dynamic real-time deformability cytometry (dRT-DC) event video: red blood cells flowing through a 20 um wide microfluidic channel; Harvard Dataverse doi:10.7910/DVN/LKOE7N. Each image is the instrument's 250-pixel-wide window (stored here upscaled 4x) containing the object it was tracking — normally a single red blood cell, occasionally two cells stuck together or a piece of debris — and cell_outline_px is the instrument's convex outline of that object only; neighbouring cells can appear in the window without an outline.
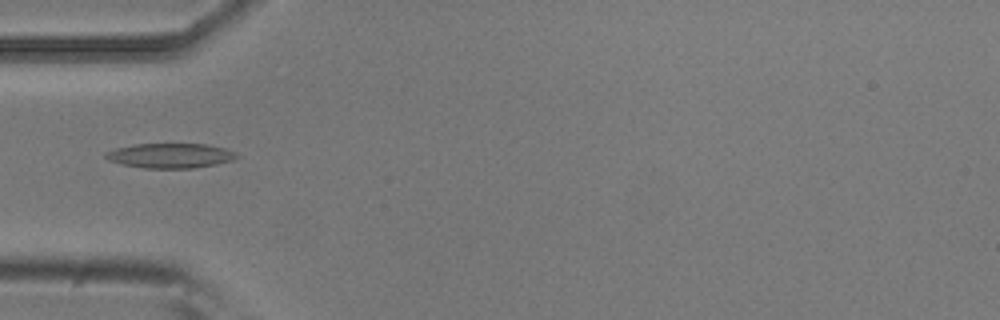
{"species": "common noctule bat (a hibernating species)", "species_latin": "Nyctalus noctula", "temperature_condition": "room temperature", "stored_images_in_passage": 5, "camera_frame_rate_fps": 3000, "um_per_image_px": 0.085, "animal": {"sex": "male", "body_mass_g": 20.5, "forearm_length_mm": 52.5}, "frame": {"image": 1, "passage_image": 5, "time_ms": 1.333, "image_size_px": [1000, 320], "cell_outline_px": [[240, 156], [232, 160], [216, 164], [192, 168], [144, 168], [124, 164], [108, 160], [104, 156], [104, 152], [116, 148], [136, 144], [204, 144], [224, 148], [236, 152]], "centroid_in_image_um": [14.48, 13.23], "position_along_channel_um": 70.5, "area_um2": 18.79}}